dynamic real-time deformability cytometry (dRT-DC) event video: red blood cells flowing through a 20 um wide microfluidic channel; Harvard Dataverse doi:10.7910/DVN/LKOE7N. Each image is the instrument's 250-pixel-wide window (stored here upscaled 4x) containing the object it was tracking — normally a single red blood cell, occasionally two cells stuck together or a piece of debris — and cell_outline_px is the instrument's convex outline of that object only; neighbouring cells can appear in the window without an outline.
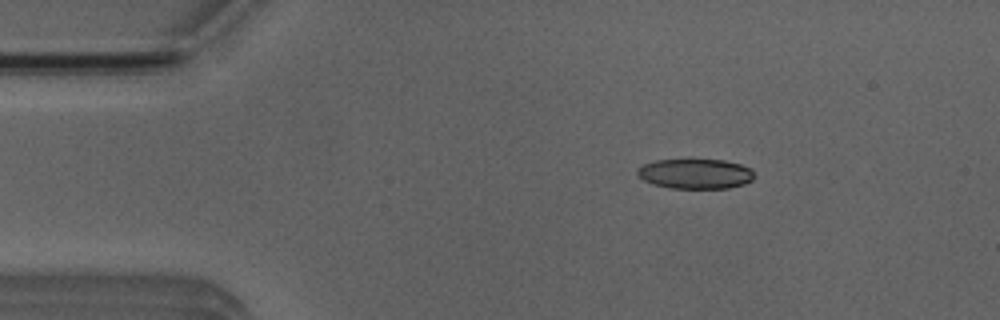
{"species": "Egyptian fruit bat (a non-hibernating species)", "species_latin": "Rousettus aegyptiacus", "temperature_condition": "room temperature", "stored_images_in_passage": 4, "camera_frame_rate_fps": 3000, "um_per_image_px": 0.085, "animal": {"sex": "male"}, "frame": {"image": 1, "passage_image": 1, "time_ms": 0.0, "image_size_px": [1000, 320], "cell_outline_px": [[752, 180], [744, 184], [728, 188], [668, 188], [652, 184], [644, 180], [636, 172], [636, 168], [644, 164], [656, 160], [724, 160], [740, 164], [752, 168]], "centroid_in_image_um": [59.09, 14.77], "position_along_channel_um": 25.9, "area_um2": 20.35}}
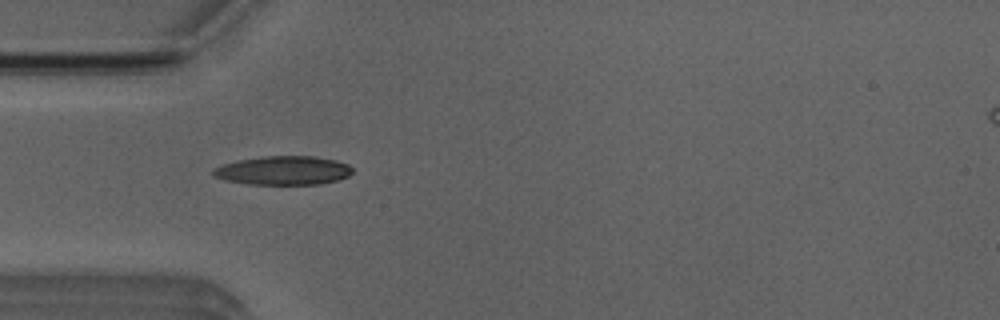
{"frame": {"image": 2, "passage_image": 3, "time_ms": 2.333, "image_size_px": [1000, 320], "cell_outline_px": [[352, 172], [348, 176], [336, 180], [320, 184], [248, 184], [224, 180], [212, 176], [212, 168], [220, 164], [240, 160], [264, 156], [312, 156], [336, 160], [348, 164], [352, 168]], "centroid_in_image_um": [24.03, 14.49], "position_along_channel_um": 61.0, "area_um2": 23.47}}